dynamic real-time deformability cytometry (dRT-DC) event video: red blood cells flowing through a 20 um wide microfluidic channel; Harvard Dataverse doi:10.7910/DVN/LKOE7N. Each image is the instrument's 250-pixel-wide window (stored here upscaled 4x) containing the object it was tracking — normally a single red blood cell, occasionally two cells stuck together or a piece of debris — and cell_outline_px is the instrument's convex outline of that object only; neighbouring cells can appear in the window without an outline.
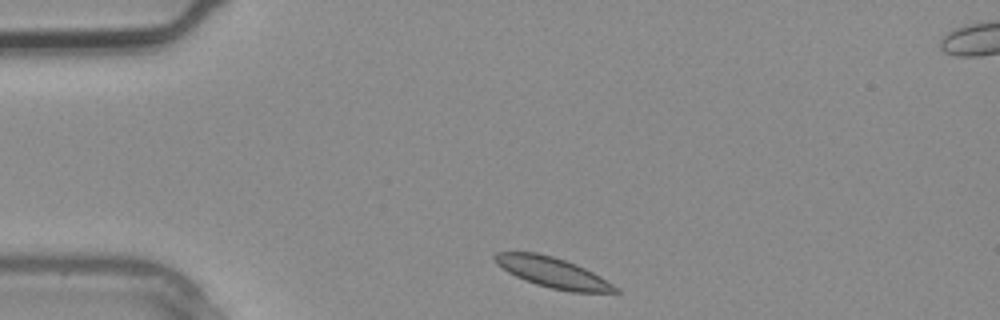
{"species": "common noctule bat (a hibernating species)", "species_latin": "Nyctalus noctula", "temperature_condition": "warm", "stored_images_in_passage": 2, "camera_frame_rate_fps": 3000, "um_per_image_px": 0.085, "animal": {"sex": "male", "body_mass_g": 20.4}, "frame": {"image": 1, "passage_image": 1, "time_ms": 0.0, "image_size_px": [1000, 320], "cell_outline_px": [[620, 292], [572, 292], [552, 288], [536, 284], [524, 280], [508, 272], [496, 264], [492, 256], [496, 252], [536, 252], [552, 256], [576, 264], [600, 276], [620, 288]], "centroid_in_image_um": [46.97, 23.16], "position_along_channel_um": 38.0, "area_um2": 21.15}}